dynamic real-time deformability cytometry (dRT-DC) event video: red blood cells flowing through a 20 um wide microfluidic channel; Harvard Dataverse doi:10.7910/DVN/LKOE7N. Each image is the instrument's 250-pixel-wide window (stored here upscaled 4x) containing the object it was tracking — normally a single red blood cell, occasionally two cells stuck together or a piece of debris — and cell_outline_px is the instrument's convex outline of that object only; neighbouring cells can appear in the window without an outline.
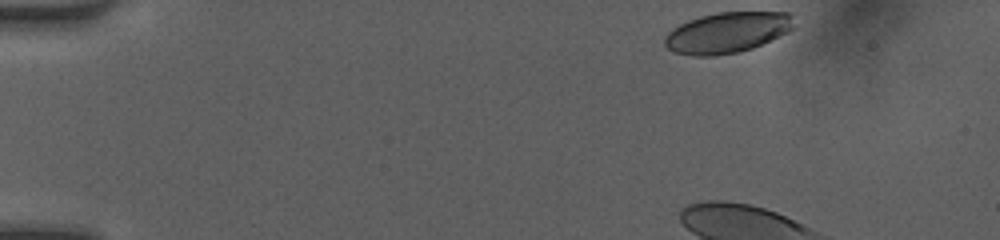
{"species": "human", "species_latin": "Homo sapiens", "temperature_condition": "room temperature", "stored_images_in_passage": 38, "camera_frame_rate_fps": 3000, "um_per_image_px": 0.085, "donor": {"sex": "female"}, "frame": {"image": 1, "passage_image": 1, "time_ms": 0.0, "image_size_px": [1000, 240], "cell_outline_px": [[792, 28], [788, 32], [780, 36], [752, 48], [736, 52], [716, 56], [692, 56], [672, 52], [664, 44], [664, 36], [672, 28], [688, 20], [700, 16], [716, 12], [792, 12]], "centroid_in_image_um": [61.77, 2.77], "position_along_channel_um": 23.2, "area_um2": 30.81}}